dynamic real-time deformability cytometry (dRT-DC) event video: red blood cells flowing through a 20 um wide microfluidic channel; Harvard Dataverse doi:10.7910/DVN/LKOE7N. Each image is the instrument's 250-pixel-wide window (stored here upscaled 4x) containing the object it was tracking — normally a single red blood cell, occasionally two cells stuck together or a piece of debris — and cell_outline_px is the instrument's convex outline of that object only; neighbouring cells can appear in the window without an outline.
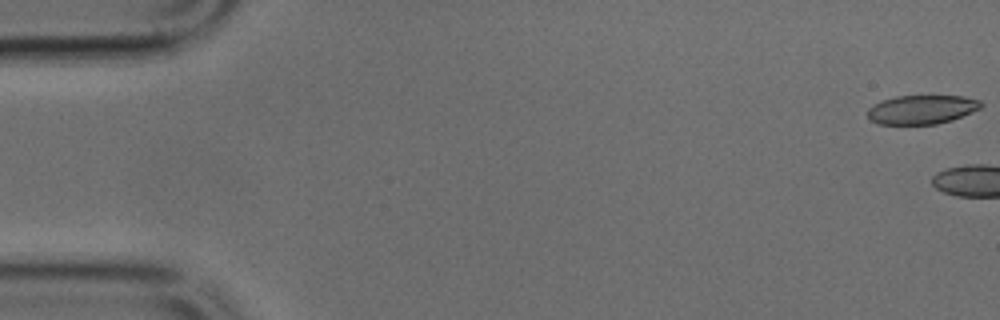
{"species": "common noctule bat (a hibernating species)", "species_latin": "Nyctalus noctula", "temperature_condition": "cold", "stored_images_in_passage": 4, "camera_frame_rate_fps": 3000, "um_per_image_px": 0.085, "animal": {"sex": "male", "body_mass_g": 17.9, "forearm_length_mm": 54.2}, "frame": {"image": 1, "passage_image": 1, "time_ms": 0.0, "image_size_px": [1000, 320], "cell_outline_px": [[984, 104], [980, 108], [972, 112], [952, 120], [936, 124], [880, 124], [872, 120], [868, 116], [868, 108], [872, 104], [880, 100], [896, 96], [964, 96], [980, 100]], "centroid_in_image_um": [78.35, 9.3], "position_along_channel_um": 6.6, "area_um2": 19.19}}